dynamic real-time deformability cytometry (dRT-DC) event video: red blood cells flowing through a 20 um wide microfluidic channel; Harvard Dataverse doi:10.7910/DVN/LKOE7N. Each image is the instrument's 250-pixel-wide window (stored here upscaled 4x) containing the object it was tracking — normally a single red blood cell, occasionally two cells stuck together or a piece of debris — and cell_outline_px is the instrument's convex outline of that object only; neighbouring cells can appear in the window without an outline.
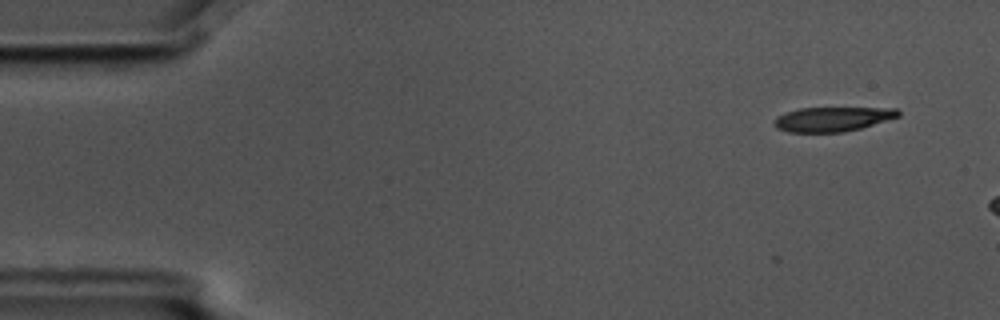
{"species": "common noctule bat (a hibernating species)", "species_latin": "Nyctalus noctula", "temperature_condition": "cold", "stored_images_in_passage": 2, "camera_frame_rate_fps": 3000, "um_per_image_px": 0.085, "animal": {"sex": "male", "body_mass_g": 17.5, "forearm_length_mm": 52.3}, "frame": {"image": 1, "passage_image": 1, "time_ms": 0.0, "image_size_px": [1000, 320], "cell_outline_px": [[900, 116], [860, 128], [844, 132], [788, 132], [776, 128], [776, 116], [800, 108], [896, 108], [900, 112]], "centroid_in_image_um": [70.78, 10.12], "position_along_channel_um": 14.2, "area_um2": 17.46}}